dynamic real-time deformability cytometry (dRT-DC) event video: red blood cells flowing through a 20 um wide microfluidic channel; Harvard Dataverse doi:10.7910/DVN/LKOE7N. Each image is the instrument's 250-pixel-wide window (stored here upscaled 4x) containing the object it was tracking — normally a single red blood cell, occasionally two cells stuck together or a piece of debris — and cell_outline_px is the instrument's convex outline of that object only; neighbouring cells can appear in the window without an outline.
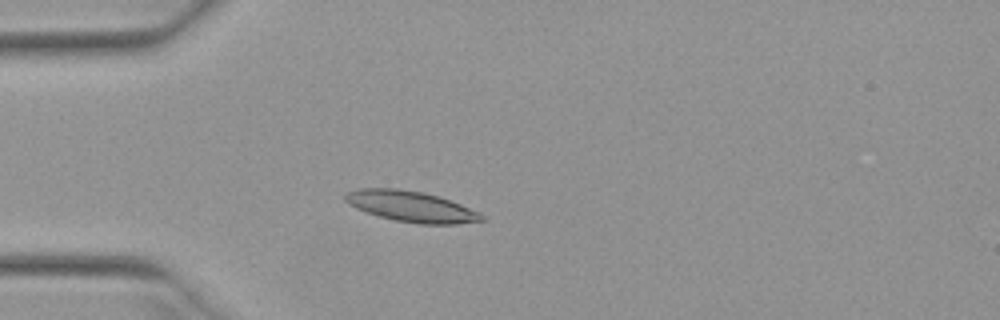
{"species": "Egyptian fruit bat (a non-hibernating species)", "species_latin": "Rousettus aegyptiacus", "temperature_condition": "warm", "stored_images_in_passage": 51, "camera_frame_rate_fps": 3000, "um_per_image_px": 0.085, "animal": {"sex": "female"}, "frame": {"image": 1, "passage_image": 14, "time_ms": 4.333, "image_size_px": [1000, 320], "cell_outline_px": [[484, 220], [456, 224], [420, 224], [396, 220], [380, 216], [356, 208], [348, 204], [344, 200], [344, 196], [348, 192], [360, 188], [396, 188], [424, 192], [440, 196], [480, 212], [484, 216]], "centroid_in_image_um": [34.96, 17.54], "position_along_channel_um": 50.0, "area_um2": 24.39}}
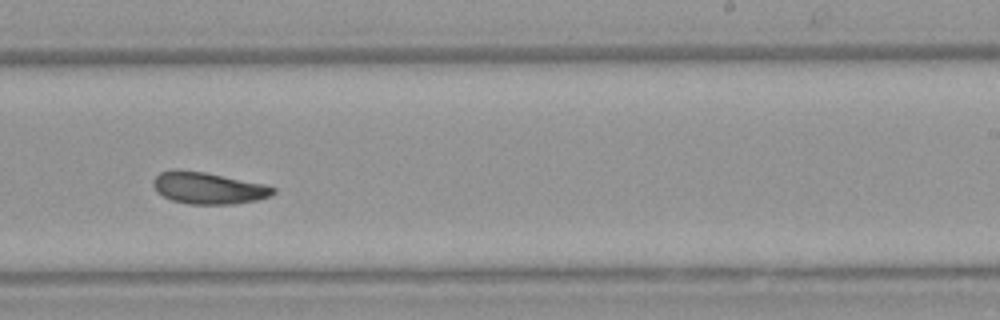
{"frame": {"image": 2, "passage_image": 32, "time_ms": 10.333, "image_size_px": [1000, 320], "cell_outline_px": [[276, 192], [268, 196], [256, 200], [232, 204], [188, 204], [172, 200], [156, 192], [152, 184], [152, 180], [160, 172], [176, 168], [204, 172], [264, 184], [276, 188]], "centroid_in_image_um": [17.65, 15.97], "position_along_channel_um": 271.4, "area_um2": 22.2}}
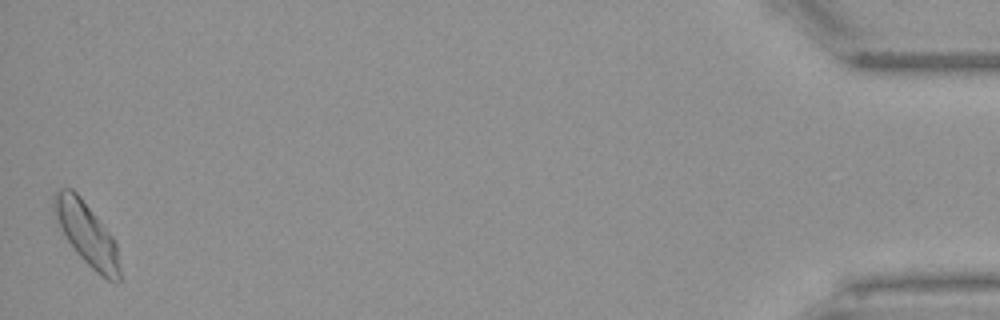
{"frame": {"image": 3, "passage_image": 51, "time_ms": 16.667, "image_size_px": [1000, 320], "cell_outline_px": [[120, 280], [108, 280], [100, 276], [76, 252], [68, 240], [52, 208], [52, 196], [60, 188], [72, 188], [80, 196], [116, 240], [120, 268]], "centroid_in_image_um": [7.39, 19.85], "position_along_channel_um": 427.8, "area_um2": 23.7}, "authors_computed_cell_mechanics": {"area_um2": 22.5998, "velocity_mm_per_s": 3.9214, "shape_relaxation_time_tau1_ms": 4.7844, "shape_relaxation_time_tau2_ms": 7.7873, "deformation_change_tau1": 0.135, "deformation_change_tau2": 0.1557}}